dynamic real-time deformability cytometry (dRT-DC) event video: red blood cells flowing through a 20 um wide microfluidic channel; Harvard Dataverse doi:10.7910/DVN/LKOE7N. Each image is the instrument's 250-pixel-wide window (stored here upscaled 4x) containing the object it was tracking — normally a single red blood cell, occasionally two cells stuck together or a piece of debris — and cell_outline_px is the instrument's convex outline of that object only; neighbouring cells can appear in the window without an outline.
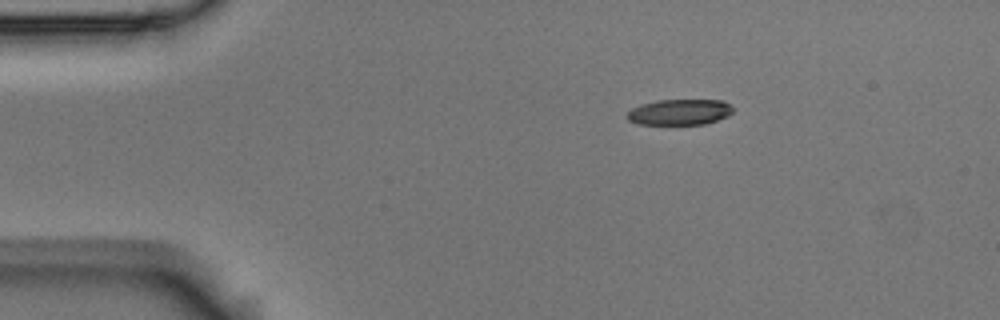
{"species": "Egyptian fruit bat (a non-hibernating species)", "species_latin": "Rousettus aegyptiacus", "temperature_condition": "room temperature", "stored_images_in_passage": 5, "camera_frame_rate_fps": 3000, "um_per_image_px": 0.085, "animal": {"sex": "male"}, "frame": {"image": 1, "passage_image": 5, "time_ms": 1.333, "image_size_px": [1000, 320], "cell_outline_px": [[732, 112], [728, 116], [704, 124], [636, 124], [628, 120], [628, 112], [632, 108], [640, 104], [656, 100], [724, 100], [732, 108]], "centroid_in_image_um": [57.75, 9.52], "position_along_channel_um": 27.3, "area_um2": 15.84}}